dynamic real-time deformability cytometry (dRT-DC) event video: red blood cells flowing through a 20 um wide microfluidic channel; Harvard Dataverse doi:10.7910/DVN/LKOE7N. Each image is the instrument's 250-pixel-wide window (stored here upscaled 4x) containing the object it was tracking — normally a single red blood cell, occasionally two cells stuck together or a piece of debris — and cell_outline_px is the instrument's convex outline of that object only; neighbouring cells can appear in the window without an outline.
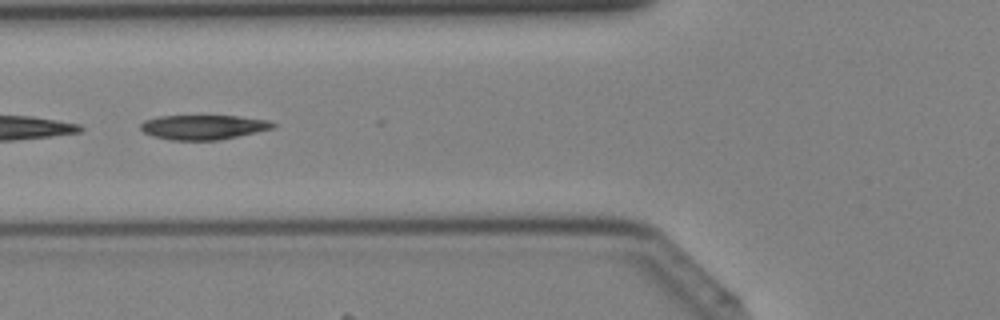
{"species": "Egyptian fruit bat (a non-hibernating species)", "species_latin": "Rousettus aegyptiacus", "temperature_condition": "cold", "stored_images_in_passage": 13, "camera_frame_rate_fps": 3000, "um_per_image_px": 0.085, "animal": {"sex": "female"}, "frame": {"image": 1, "passage_image": 3, "time_ms": 0.667, "image_size_px": [1000, 320], "cell_outline_px": [[276, 128], [216, 140], [172, 140], [152, 136], [144, 132], [140, 128], [140, 124], [144, 120], [160, 116], [240, 116], [268, 120], [276, 124]], "centroid_in_image_um": [17.28, 10.8], "position_along_channel_um": 108.5, "area_um2": 18.9}}
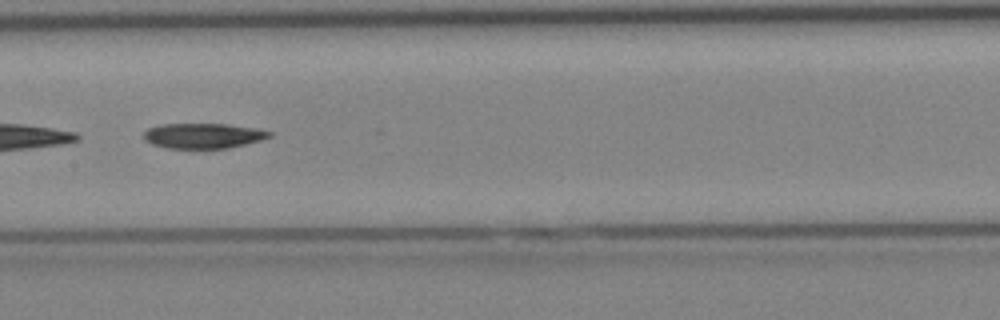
{"frame": {"image": 2, "passage_image": 8, "time_ms": 2.333, "image_size_px": [1000, 320], "cell_outline_px": [[272, 136], [260, 140], [228, 148], [164, 148], [152, 144], [144, 140], [144, 132], [148, 128], [160, 124], [228, 124], [256, 128], [272, 132]], "centroid_in_image_um": [17.25, 11.53], "position_along_channel_um": 190.2, "area_um2": 18.44}}